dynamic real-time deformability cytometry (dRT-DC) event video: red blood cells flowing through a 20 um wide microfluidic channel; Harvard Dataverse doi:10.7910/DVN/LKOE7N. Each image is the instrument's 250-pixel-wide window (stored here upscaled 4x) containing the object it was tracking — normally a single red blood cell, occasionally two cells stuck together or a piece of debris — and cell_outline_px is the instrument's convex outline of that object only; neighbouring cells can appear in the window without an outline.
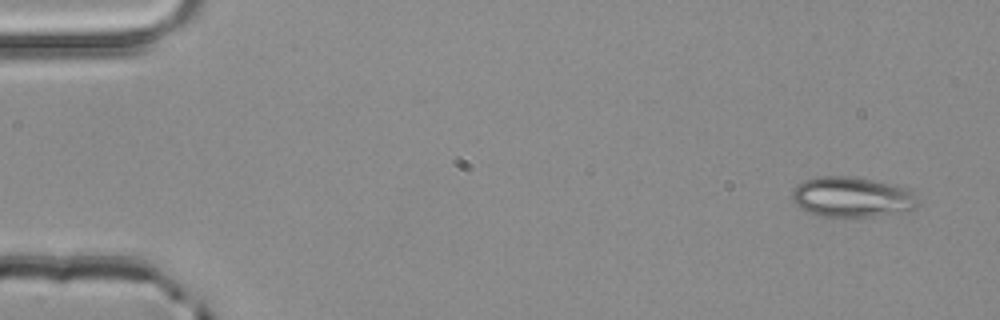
{"species": "common noctule bat (a hibernating species)", "species_latin": "Nyctalus noctula", "temperature_condition": "room temperature", "stored_images_in_passage": 3, "camera_frame_rate_fps": 3000, "um_per_image_px": 0.085, "animal": {"sex": "male", "body_mass_g": 20.4}, "frame": {"image": 1, "passage_image": 1, "time_ms": 0.0, "image_size_px": [1000, 320], "cell_outline_px": [[920, 204], [916, 208], [908, 212], [872, 216], [824, 216], [804, 212], [792, 200], [792, 192], [796, 184], [804, 180], [820, 176], [848, 176], [908, 188], [912, 192]], "centroid_in_image_um": [72.4, 16.76], "position_along_channel_um": 12.6, "area_um2": 29.48}}
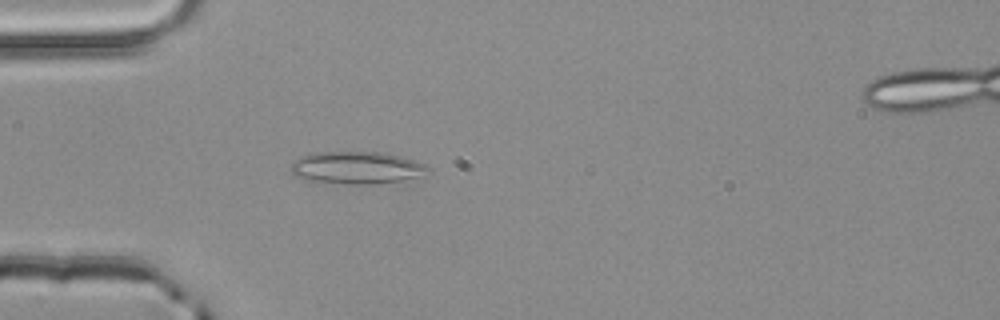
{"frame": {"image": 2, "passage_image": 3, "time_ms": 0.667, "image_size_px": [1000, 320], "cell_outline_px": [[432, 168], [416, 176], [400, 180], [376, 184], [348, 184], [308, 180], [296, 176], [288, 168], [292, 160], [308, 152], [384, 152], [400, 156], [428, 164]], "centroid_in_image_um": [30.24, 14.23], "position_along_channel_um": 54.8, "area_um2": 26.01}}